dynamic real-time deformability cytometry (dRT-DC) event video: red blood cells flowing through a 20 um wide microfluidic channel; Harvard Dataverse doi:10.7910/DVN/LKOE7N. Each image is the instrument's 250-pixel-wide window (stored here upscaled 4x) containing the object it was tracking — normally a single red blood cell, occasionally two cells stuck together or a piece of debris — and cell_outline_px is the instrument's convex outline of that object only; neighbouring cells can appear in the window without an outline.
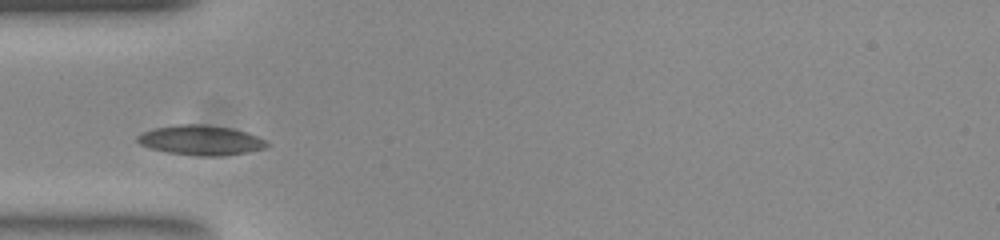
{"species": "common noctule bat (a hibernating species)", "species_latin": "Nyctalus noctula", "temperature_condition": "room temperature", "stored_images_in_passage": 28, "camera_frame_rate_fps": 3000, "um_per_image_px": 0.085, "animal": {"sex": "female", "body_mass_g": 23.0, "forearm_length_mm": 53.4}, "frame": {"image": 1, "passage_image": 1, "time_ms": 0.0, "image_size_px": [1000, 240], "cell_outline_px": [[268, 144], [264, 148], [248, 152], [224, 156], [196, 156], [168, 152], [152, 148], [140, 144], [136, 140], [136, 136], [152, 128], [180, 124], [204, 124], [232, 128], [256, 136], [264, 140]], "centroid_in_image_um": [17.04, 11.92], "position_along_channel_um": 68.0, "area_um2": 22.37}}
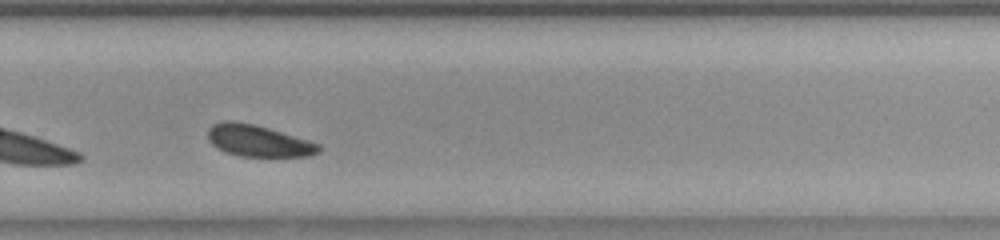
{"frame": {"image": 2, "passage_image": 20, "time_ms": 6.333, "image_size_px": [1000, 240], "cell_outline_px": [[320, 152], [308, 156], [240, 156], [224, 152], [216, 148], [208, 140], [208, 128], [212, 124], [224, 120], [228, 120], [256, 124], [308, 140], [320, 144]], "centroid_in_image_um": [21.91, 11.96], "position_along_channel_um": 307.9, "area_um2": 20.52}, "authors_computed_cell_mechanics": {"area_um2": 20.808, "velocity_mm_per_s": 3.7894, "shape_relaxation_time_tau1_ms": 6.365, "shape_relaxation_time_tau2_ms": 5.9327, "deformation_change_tau1": 0.1442, "deformation_change_tau2": 0.0843}}